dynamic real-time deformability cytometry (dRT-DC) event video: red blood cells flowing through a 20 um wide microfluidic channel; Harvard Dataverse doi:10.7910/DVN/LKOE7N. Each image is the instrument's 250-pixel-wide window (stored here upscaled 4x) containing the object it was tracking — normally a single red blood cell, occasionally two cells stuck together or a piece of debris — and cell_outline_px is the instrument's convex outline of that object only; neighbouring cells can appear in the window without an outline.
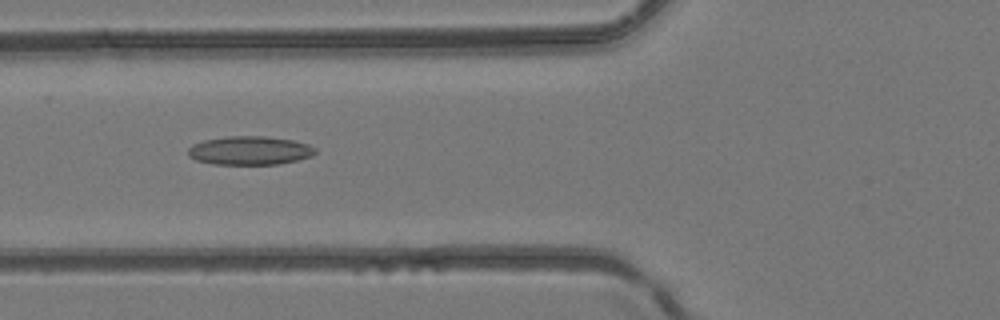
{"species": "common noctule bat (a hibernating species)", "species_latin": "Nyctalus noctula", "temperature_condition": "room temperature", "stored_images_in_passage": 47, "camera_frame_rate_fps": 3000, "um_per_image_px": 0.085, "animal": {"sex": "female", "body_mass_g": 24.6, "forearm_length_mm": 56.2}, "frame": {"image": 1, "passage_image": 19, "time_ms": 6.0, "image_size_px": [1000, 320], "cell_outline_px": [[316, 152], [312, 156], [296, 160], [276, 164], [212, 164], [196, 160], [188, 156], [188, 148], [192, 144], [204, 140], [228, 136], [264, 136], [292, 140], [308, 144], [316, 148]], "centroid_in_image_um": [21.21, 12.79], "position_along_channel_um": 104.6, "area_um2": 21.21}}
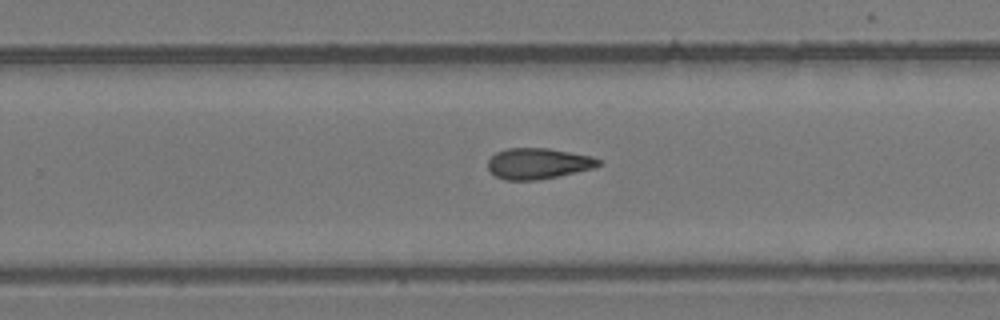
{"frame": {"image": 2, "passage_image": 31, "time_ms": 10.0, "image_size_px": [1000, 320], "cell_outline_px": [[600, 164], [596, 168], [540, 180], [504, 180], [496, 176], [488, 168], [488, 160], [496, 152], [508, 148], [548, 148], [592, 156], [600, 160]], "centroid_in_image_um": [45.76, 13.9], "position_along_channel_um": 284.0, "area_um2": 20.0}}
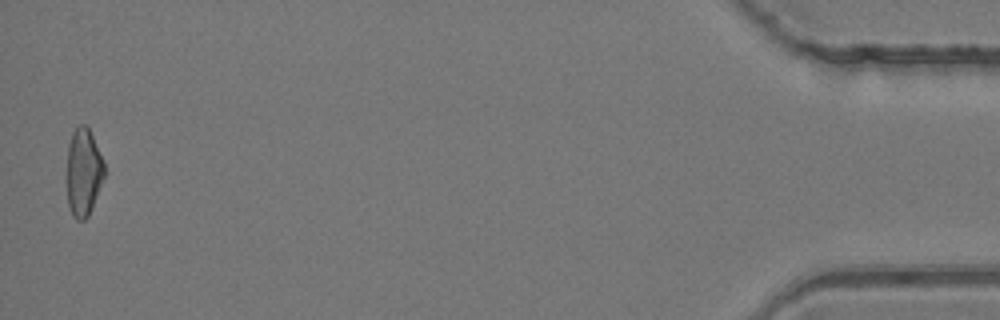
{"frame": {"image": 3, "passage_image": 47, "time_ms": 15.333, "image_size_px": [1000, 320], "cell_outline_px": [[104, 176], [88, 216], [84, 220], [76, 220], [72, 216], [68, 204], [68, 144], [72, 132], [80, 124], [84, 124], [88, 128], [92, 136], [104, 164]], "centroid_in_image_um": [7.08, 14.65], "position_along_channel_um": 428.1, "area_um2": 18.61}}